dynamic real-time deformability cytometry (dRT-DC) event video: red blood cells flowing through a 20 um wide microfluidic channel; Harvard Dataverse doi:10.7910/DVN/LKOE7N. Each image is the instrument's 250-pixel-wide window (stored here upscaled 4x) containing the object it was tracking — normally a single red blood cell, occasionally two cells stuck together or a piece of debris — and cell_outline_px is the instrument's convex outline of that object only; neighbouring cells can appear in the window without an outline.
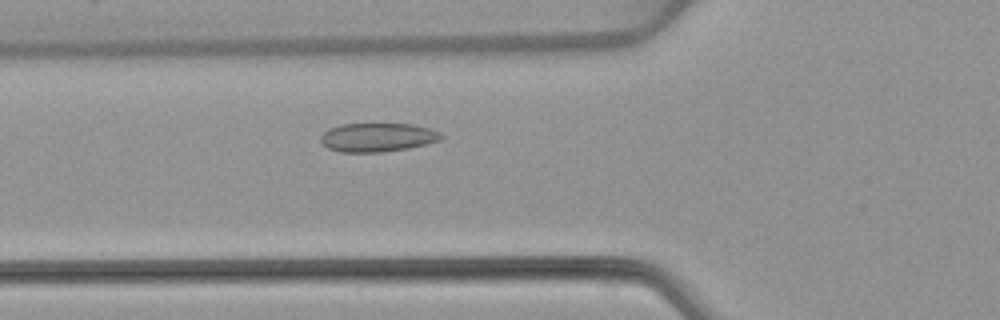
{"species": "common noctule bat (a hibernating species)", "species_latin": "Nyctalus noctula", "temperature_condition": "warm", "stored_images_in_passage": 47, "camera_frame_rate_fps": 3000, "um_per_image_px": 0.085, "animal": {"sex": "female", "body_mass_g": 22.7, "forearm_length_mm": 54.2}, "frame": {"image": 1, "passage_image": 14, "time_ms": 4.333, "image_size_px": [1000, 320], "cell_outline_px": [[444, 136], [440, 140], [408, 148], [380, 152], [340, 152], [328, 148], [320, 140], [320, 136], [328, 128], [340, 124], [412, 124], [428, 128], [440, 132]], "centroid_in_image_um": [32.06, 11.67], "position_along_channel_um": 93.7, "area_um2": 20.11}}
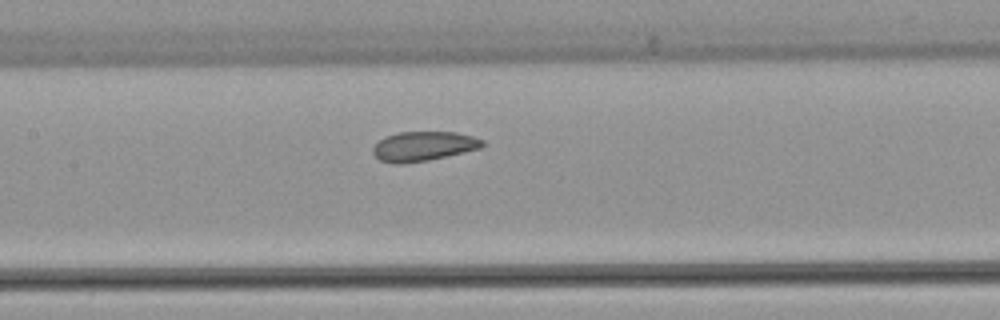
{"frame": {"image": 2, "passage_image": 20, "time_ms": 6.333, "image_size_px": [1000, 320], "cell_outline_px": [[484, 144], [480, 148], [428, 160], [404, 164], [396, 164], [380, 160], [372, 152], [372, 148], [384, 136], [400, 132], [456, 132], [472, 136], [484, 140]], "centroid_in_image_um": [35.97, 12.43], "position_along_channel_um": 171.4, "area_um2": 18.73}}
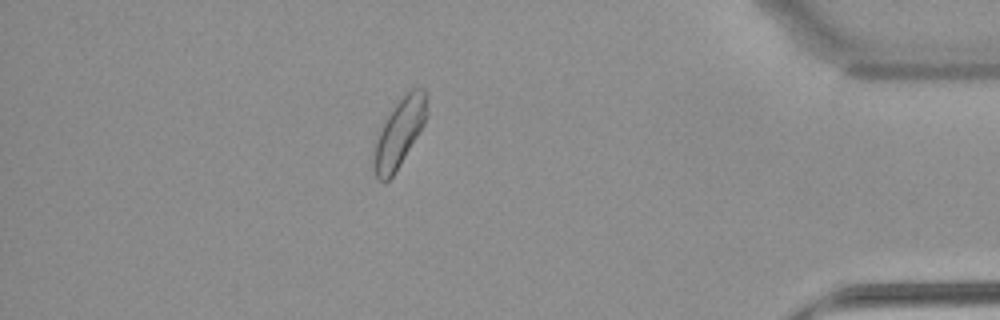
{"frame": {"image": 3, "passage_image": 41, "time_ms": 13.333, "image_size_px": [1000, 320], "cell_outline_px": [[428, 112], [424, 124], [420, 132], [396, 172], [384, 184], [376, 176], [372, 168], [372, 148], [380, 128], [400, 96], [404, 92], [412, 88], [424, 88], [428, 92]], "centroid_in_image_um": [33.94, 11.27], "position_along_channel_um": 401.3, "area_um2": 21.96}, "authors_computed_cell_mechanics": {"area_um2": 20.1144, "velocity_mm_per_s": 3.868, "shape_relaxation_time_tau1_ms": 4.4359, "shape_relaxation_time_tau2_ms": 1.6007, "deformation_change_tau1": 0.0796, "deformation_change_tau2": 0.0576}}